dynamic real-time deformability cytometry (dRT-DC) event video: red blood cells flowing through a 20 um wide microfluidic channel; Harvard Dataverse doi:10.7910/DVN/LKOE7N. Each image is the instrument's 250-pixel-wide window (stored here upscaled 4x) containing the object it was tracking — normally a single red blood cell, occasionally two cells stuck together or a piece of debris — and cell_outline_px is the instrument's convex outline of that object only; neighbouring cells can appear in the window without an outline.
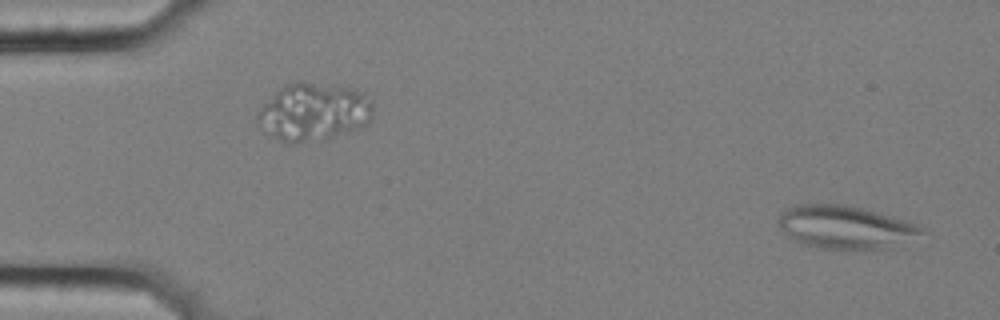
{"species": "common noctule bat (a hibernating species)", "species_latin": "Nyctalus noctula", "temperature_condition": "cold", "stored_images_in_passage": 8, "camera_frame_rate_fps": 3000, "um_per_image_px": 0.085, "animal": {"sex": "female", "body_mass_g": 25.1}, "frame": {"image": 1, "passage_image": 2, "time_ms": 0.333, "image_size_px": [1000, 320], "cell_outline_px": [[924, 232], [888, 248], [820, 248], [800, 244], [788, 236], [776, 224], [776, 220], [788, 208], [796, 204], [844, 204], [864, 208], [912, 224], [920, 228]], "centroid_in_image_um": [71.71, 19.29], "position_along_channel_um": 13.3, "area_um2": 34.97}}